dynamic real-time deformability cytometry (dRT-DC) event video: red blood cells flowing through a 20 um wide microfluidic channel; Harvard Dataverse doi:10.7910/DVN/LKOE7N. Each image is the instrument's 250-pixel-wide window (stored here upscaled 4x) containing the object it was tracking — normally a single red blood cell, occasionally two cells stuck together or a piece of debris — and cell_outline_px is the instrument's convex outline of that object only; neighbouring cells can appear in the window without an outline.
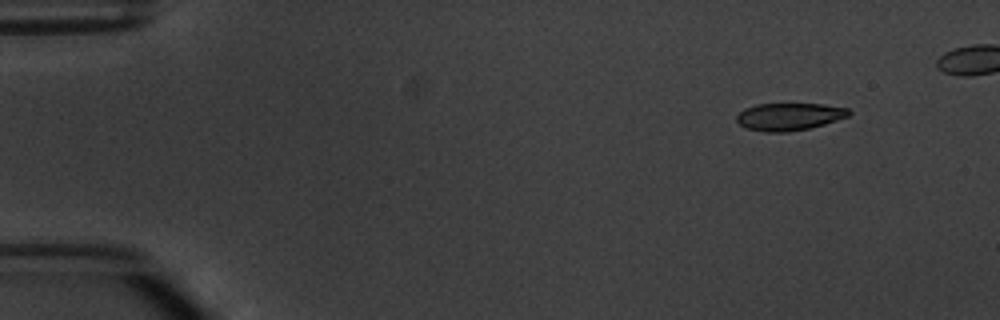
{"species": "common noctule bat (a hibernating species)", "species_latin": "Nyctalus noctula", "temperature_condition": "warm", "stored_images_in_passage": 9, "camera_frame_rate_fps": 3000, "um_per_image_px": 0.085, "animal": {"sex": "male", "body_mass_g": 20.1, "forearm_length_mm": 53.5}, "frame": {"image": 1, "passage_image": 2, "time_ms": 1.0, "image_size_px": [1000, 320], "cell_outline_px": [[852, 112], [848, 116], [824, 124], [808, 128], [788, 132], [764, 132], [744, 128], [736, 120], [736, 116], [744, 108], [756, 104], [824, 104], [848, 108]], "centroid_in_image_um": [67.06, 9.91], "position_along_channel_um": 17.9, "area_um2": 17.98}}